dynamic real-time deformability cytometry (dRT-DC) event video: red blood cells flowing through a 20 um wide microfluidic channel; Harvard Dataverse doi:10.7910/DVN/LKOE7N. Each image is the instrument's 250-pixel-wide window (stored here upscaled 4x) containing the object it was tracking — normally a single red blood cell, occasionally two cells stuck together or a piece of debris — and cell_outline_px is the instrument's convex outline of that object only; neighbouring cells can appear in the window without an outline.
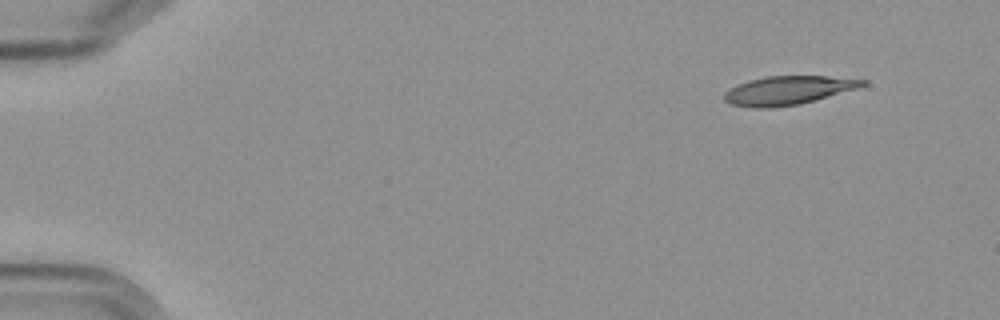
{"species": "Egyptian fruit bat (a non-hibernating species)", "species_latin": "Rousettus aegyptiacus", "temperature_condition": "cold", "stored_images_in_passage": 9, "camera_frame_rate_fps": 3000, "um_per_image_px": 0.085, "frame": {"image": 1, "passage_image": 1, "time_ms": 0.0, "image_size_px": [1000, 320], "cell_outline_px": [[868, 84], [856, 88], [816, 100], [800, 104], [772, 108], [752, 108], [732, 104], [724, 100], [724, 92], [728, 88], [748, 80], [768, 76], [828, 76], [868, 80]], "centroid_in_image_um": [66.96, 7.68], "position_along_channel_um": 18.0, "area_um2": 23.18}}
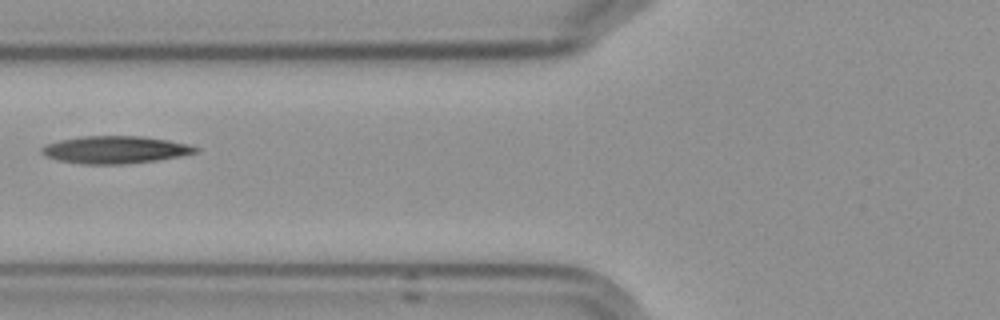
{"frame": {"image": 2, "passage_image": 6, "time_ms": 6.0, "image_size_px": [1000, 320], "cell_outline_px": [[200, 152], [180, 156], [156, 160], [124, 164], [84, 164], [56, 160], [44, 156], [40, 152], [40, 148], [44, 144], [60, 140], [80, 136], [140, 136], [168, 140], [188, 144], [200, 148]], "centroid_in_image_um": [9.76, 12.72], "position_along_channel_um": 116.0, "area_um2": 24.8}}
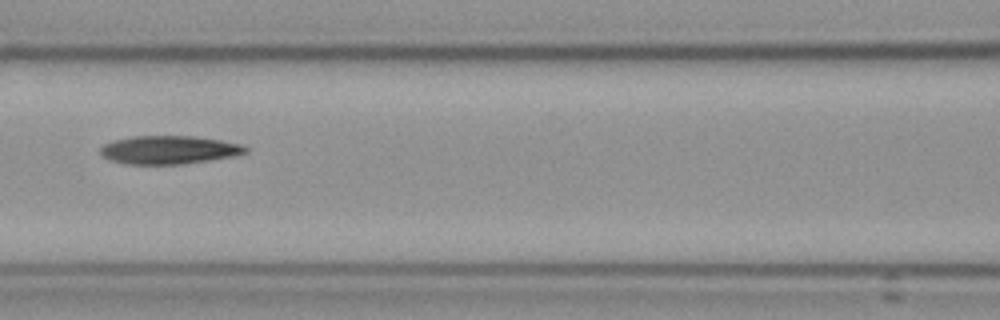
{"frame": {"image": 3, "passage_image": 7, "time_ms": 7.0, "image_size_px": [1000, 320], "cell_outline_px": [[248, 152], [232, 156], [208, 160], [180, 164], [124, 164], [100, 156], [100, 148], [104, 144], [112, 140], [132, 136], [192, 136], [220, 140], [240, 144], [248, 148]], "centroid_in_image_um": [14.31, 12.73], "position_along_channel_um": 152.3, "area_um2": 23.87}}